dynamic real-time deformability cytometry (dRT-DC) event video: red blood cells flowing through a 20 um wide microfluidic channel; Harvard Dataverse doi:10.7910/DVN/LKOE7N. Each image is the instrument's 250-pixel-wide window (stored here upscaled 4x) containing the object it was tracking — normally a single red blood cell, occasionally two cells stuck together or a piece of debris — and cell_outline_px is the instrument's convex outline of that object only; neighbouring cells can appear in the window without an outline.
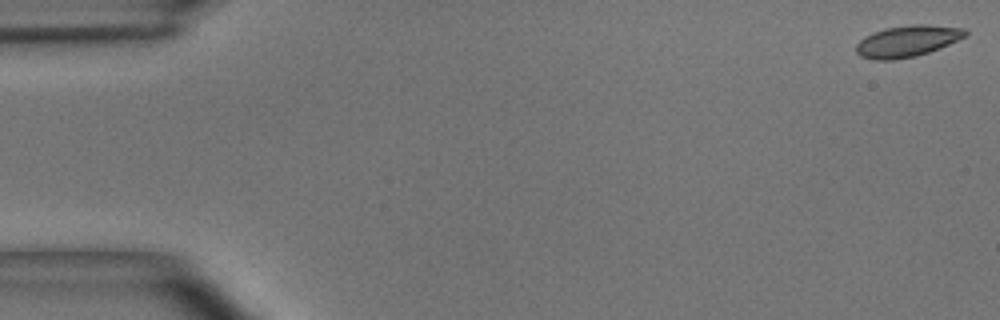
{"species": "common noctule bat (a hibernating species)", "species_latin": "Nyctalus noctula", "temperature_condition": "room temperature", "stored_images_in_passage": 54, "camera_frame_rate_fps": 3000, "um_per_image_px": 0.085, "animal": {"sex": "male", "body_mass_g": 15.6}, "frame": {"image": 1, "passage_image": 1, "time_ms": 0.0, "image_size_px": [1000, 320], "cell_outline_px": [[968, 32], [964, 36], [948, 44], [928, 52], [916, 56], [892, 60], [876, 60], [860, 56], [856, 52], [856, 44], [864, 36], [872, 32], [884, 28], [912, 24], [924, 24], [964, 28]], "centroid_in_image_um": [77.06, 3.49], "position_along_channel_um": 7.9, "area_um2": 19.88}}
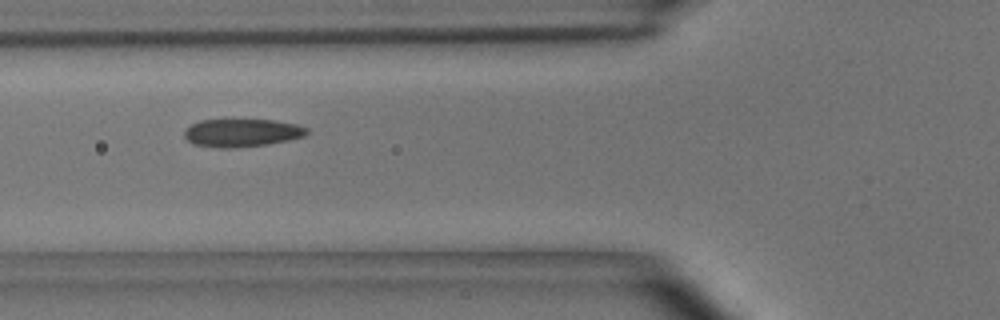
{"frame": {"image": 2, "passage_image": 20, "time_ms": 6.333, "image_size_px": [1000, 320], "cell_outline_px": [[308, 132], [304, 136], [288, 140], [268, 144], [236, 148], [220, 148], [192, 144], [184, 136], [184, 132], [192, 124], [200, 120], [272, 120], [296, 124], [308, 128]], "centroid_in_image_um": [20.56, 11.3], "position_along_channel_um": 105.2, "area_um2": 19.88}}
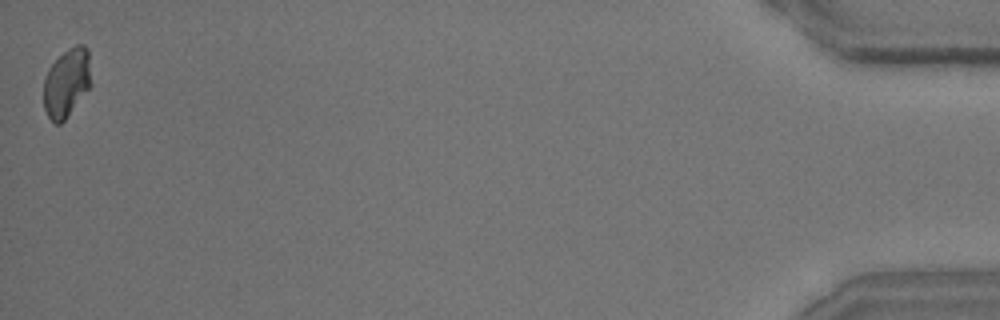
{"frame": {"image": 3, "passage_image": 54, "time_ms": 17.667, "image_size_px": [1000, 320], "cell_outline_px": [[92, 84], [64, 120], [60, 124], [56, 124], [48, 116], [44, 108], [44, 76], [48, 68], [68, 48], [76, 44], [84, 44], [88, 48]], "centroid_in_image_um": [5.68, 7.0], "position_along_channel_um": 429.5, "area_um2": 19.02}, "authors_computed_cell_mechanics": {"area_um2": 19.8543, "velocity_mm_per_s": 3.6672, "shape_relaxation_time_tau1_ms": 5.3977, "shape_relaxation_time_tau2_ms": 2.1048, "deformation_change_tau1": 0.114, "deformation_change_tau2": 0.0468}}